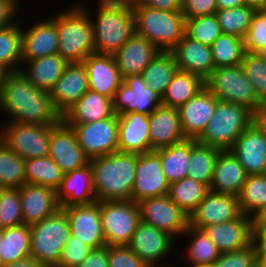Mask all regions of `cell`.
<instances>
[{
  "mask_svg": "<svg viewBox=\"0 0 266 267\" xmlns=\"http://www.w3.org/2000/svg\"><path fill=\"white\" fill-rule=\"evenodd\" d=\"M251 124L266 135V109L262 105L252 112Z\"/></svg>",
  "mask_w": 266,
  "mask_h": 267,
  "instance_id": "cell-60",
  "label": "cell"
},
{
  "mask_svg": "<svg viewBox=\"0 0 266 267\" xmlns=\"http://www.w3.org/2000/svg\"><path fill=\"white\" fill-rule=\"evenodd\" d=\"M251 121L252 112L248 108L218 100L214 114L196 141L221 151L231 150Z\"/></svg>",
  "mask_w": 266,
  "mask_h": 267,
  "instance_id": "cell-7",
  "label": "cell"
},
{
  "mask_svg": "<svg viewBox=\"0 0 266 267\" xmlns=\"http://www.w3.org/2000/svg\"><path fill=\"white\" fill-rule=\"evenodd\" d=\"M11 1H12L16 6L20 7V6H19V5H20V4H19L20 2H19L18 0H11Z\"/></svg>",
  "mask_w": 266,
  "mask_h": 267,
  "instance_id": "cell-71",
  "label": "cell"
},
{
  "mask_svg": "<svg viewBox=\"0 0 266 267\" xmlns=\"http://www.w3.org/2000/svg\"><path fill=\"white\" fill-rule=\"evenodd\" d=\"M220 151V149L190 139L188 177L205 184L209 188Z\"/></svg>",
  "mask_w": 266,
  "mask_h": 267,
  "instance_id": "cell-37",
  "label": "cell"
},
{
  "mask_svg": "<svg viewBox=\"0 0 266 267\" xmlns=\"http://www.w3.org/2000/svg\"><path fill=\"white\" fill-rule=\"evenodd\" d=\"M18 10H20V8L11 0H0V27L16 21V18L18 17L16 14L19 13Z\"/></svg>",
  "mask_w": 266,
  "mask_h": 267,
  "instance_id": "cell-57",
  "label": "cell"
},
{
  "mask_svg": "<svg viewBox=\"0 0 266 267\" xmlns=\"http://www.w3.org/2000/svg\"><path fill=\"white\" fill-rule=\"evenodd\" d=\"M0 250L3 264L13 263L29 257V225L22 224L3 229Z\"/></svg>",
  "mask_w": 266,
  "mask_h": 267,
  "instance_id": "cell-41",
  "label": "cell"
},
{
  "mask_svg": "<svg viewBox=\"0 0 266 267\" xmlns=\"http://www.w3.org/2000/svg\"><path fill=\"white\" fill-rule=\"evenodd\" d=\"M87 90V72L83 63H69L49 93L54 107L62 116Z\"/></svg>",
  "mask_w": 266,
  "mask_h": 267,
  "instance_id": "cell-24",
  "label": "cell"
},
{
  "mask_svg": "<svg viewBox=\"0 0 266 267\" xmlns=\"http://www.w3.org/2000/svg\"><path fill=\"white\" fill-rule=\"evenodd\" d=\"M154 151L160 156L163 172L170 184L188 176L190 139Z\"/></svg>",
  "mask_w": 266,
  "mask_h": 267,
  "instance_id": "cell-35",
  "label": "cell"
},
{
  "mask_svg": "<svg viewBox=\"0 0 266 267\" xmlns=\"http://www.w3.org/2000/svg\"><path fill=\"white\" fill-rule=\"evenodd\" d=\"M19 196L25 225L38 223L60 208L56 190L50 187L25 183Z\"/></svg>",
  "mask_w": 266,
  "mask_h": 267,
  "instance_id": "cell-25",
  "label": "cell"
},
{
  "mask_svg": "<svg viewBox=\"0 0 266 267\" xmlns=\"http://www.w3.org/2000/svg\"><path fill=\"white\" fill-rule=\"evenodd\" d=\"M111 98L97 92H87L63 115L66 124H86L110 118L114 115Z\"/></svg>",
  "mask_w": 266,
  "mask_h": 267,
  "instance_id": "cell-31",
  "label": "cell"
},
{
  "mask_svg": "<svg viewBox=\"0 0 266 267\" xmlns=\"http://www.w3.org/2000/svg\"><path fill=\"white\" fill-rule=\"evenodd\" d=\"M60 208L65 210L69 219L71 236L82 240L92 249L106 247L99 201Z\"/></svg>",
  "mask_w": 266,
  "mask_h": 267,
  "instance_id": "cell-15",
  "label": "cell"
},
{
  "mask_svg": "<svg viewBox=\"0 0 266 267\" xmlns=\"http://www.w3.org/2000/svg\"><path fill=\"white\" fill-rule=\"evenodd\" d=\"M244 43L245 50L250 53L266 48V9L256 10Z\"/></svg>",
  "mask_w": 266,
  "mask_h": 267,
  "instance_id": "cell-50",
  "label": "cell"
},
{
  "mask_svg": "<svg viewBox=\"0 0 266 267\" xmlns=\"http://www.w3.org/2000/svg\"><path fill=\"white\" fill-rule=\"evenodd\" d=\"M231 151L248 176L266 174V135L253 124L237 137Z\"/></svg>",
  "mask_w": 266,
  "mask_h": 267,
  "instance_id": "cell-23",
  "label": "cell"
},
{
  "mask_svg": "<svg viewBox=\"0 0 266 267\" xmlns=\"http://www.w3.org/2000/svg\"><path fill=\"white\" fill-rule=\"evenodd\" d=\"M204 86L219 100L244 106L251 112L262 102L241 65L214 68Z\"/></svg>",
  "mask_w": 266,
  "mask_h": 267,
  "instance_id": "cell-8",
  "label": "cell"
},
{
  "mask_svg": "<svg viewBox=\"0 0 266 267\" xmlns=\"http://www.w3.org/2000/svg\"><path fill=\"white\" fill-rule=\"evenodd\" d=\"M238 201L241 213L256 219L266 208V174L248 176Z\"/></svg>",
  "mask_w": 266,
  "mask_h": 267,
  "instance_id": "cell-39",
  "label": "cell"
},
{
  "mask_svg": "<svg viewBox=\"0 0 266 267\" xmlns=\"http://www.w3.org/2000/svg\"><path fill=\"white\" fill-rule=\"evenodd\" d=\"M208 192L209 188L205 184L187 176L170 184L168 196L190 216Z\"/></svg>",
  "mask_w": 266,
  "mask_h": 267,
  "instance_id": "cell-40",
  "label": "cell"
},
{
  "mask_svg": "<svg viewBox=\"0 0 266 267\" xmlns=\"http://www.w3.org/2000/svg\"><path fill=\"white\" fill-rule=\"evenodd\" d=\"M2 235H3V229L0 228V245L2 242ZM3 265L2 257H1V250H0V267Z\"/></svg>",
  "mask_w": 266,
  "mask_h": 267,
  "instance_id": "cell-68",
  "label": "cell"
},
{
  "mask_svg": "<svg viewBox=\"0 0 266 267\" xmlns=\"http://www.w3.org/2000/svg\"><path fill=\"white\" fill-rule=\"evenodd\" d=\"M0 129V141L20 157H46L49 153L52 125L6 121Z\"/></svg>",
  "mask_w": 266,
  "mask_h": 267,
  "instance_id": "cell-9",
  "label": "cell"
},
{
  "mask_svg": "<svg viewBox=\"0 0 266 267\" xmlns=\"http://www.w3.org/2000/svg\"><path fill=\"white\" fill-rule=\"evenodd\" d=\"M220 253L246 248L253 243L254 219L241 213L237 218L201 228Z\"/></svg>",
  "mask_w": 266,
  "mask_h": 267,
  "instance_id": "cell-18",
  "label": "cell"
},
{
  "mask_svg": "<svg viewBox=\"0 0 266 267\" xmlns=\"http://www.w3.org/2000/svg\"><path fill=\"white\" fill-rule=\"evenodd\" d=\"M25 159L0 141V188H20L26 183Z\"/></svg>",
  "mask_w": 266,
  "mask_h": 267,
  "instance_id": "cell-46",
  "label": "cell"
},
{
  "mask_svg": "<svg viewBox=\"0 0 266 267\" xmlns=\"http://www.w3.org/2000/svg\"><path fill=\"white\" fill-rule=\"evenodd\" d=\"M137 157L117 151L89 159L96 201L131 200Z\"/></svg>",
  "mask_w": 266,
  "mask_h": 267,
  "instance_id": "cell-2",
  "label": "cell"
},
{
  "mask_svg": "<svg viewBox=\"0 0 266 267\" xmlns=\"http://www.w3.org/2000/svg\"><path fill=\"white\" fill-rule=\"evenodd\" d=\"M256 262L260 265V267H266V256L258 255Z\"/></svg>",
  "mask_w": 266,
  "mask_h": 267,
  "instance_id": "cell-65",
  "label": "cell"
},
{
  "mask_svg": "<svg viewBox=\"0 0 266 267\" xmlns=\"http://www.w3.org/2000/svg\"><path fill=\"white\" fill-rule=\"evenodd\" d=\"M74 4L57 13L58 54L68 63H82L95 53L94 30L86 9Z\"/></svg>",
  "mask_w": 266,
  "mask_h": 267,
  "instance_id": "cell-4",
  "label": "cell"
},
{
  "mask_svg": "<svg viewBox=\"0 0 266 267\" xmlns=\"http://www.w3.org/2000/svg\"><path fill=\"white\" fill-rule=\"evenodd\" d=\"M256 8L244 5L238 8L221 9L215 12L221 32L245 38Z\"/></svg>",
  "mask_w": 266,
  "mask_h": 267,
  "instance_id": "cell-45",
  "label": "cell"
},
{
  "mask_svg": "<svg viewBox=\"0 0 266 267\" xmlns=\"http://www.w3.org/2000/svg\"><path fill=\"white\" fill-rule=\"evenodd\" d=\"M23 224L19 188H0V228Z\"/></svg>",
  "mask_w": 266,
  "mask_h": 267,
  "instance_id": "cell-48",
  "label": "cell"
},
{
  "mask_svg": "<svg viewBox=\"0 0 266 267\" xmlns=\"http://www.w3.org/2000/svg\"><path fill=\"white\" fill-rule=\"evenodd\" d=\"M100 212L106 246H127L141 221L138 203L101 201Z\"/></svg>",
  "mask_w": 266,
  "mask_h": 267,
  "instance_id": "cell-10",
  "label": "cell"
},
{
  "mask_svg": "<svg viewBox=\"0 0 266 267\" xmlns=\"http://www.w3.org/2000/svg\"><path fill=\"white\" fill-rule=\"evenodd\" d=\"M215 68L241 65L245 50L243 38L221 33L210 46Z\"/></svg>",
  "mask_w": 266,
  "mask_h": 267,
  "instance_id": "cell-44",
  "label": "cell"
},
{
  "mask_svg": "<svg viewBox=\"0 0 266 267\" xmlns=\"http://www.w3.org/2000/svg\"><path fill=\"white\" fill-rule=\"evenodd\" d=\"M135 32L153 43L160 51H171L185 36L186 18L181 12L132 7Z\"/></svg>",
  "mask_w": 266,
  "mask_h": 267,
  "instance_id": "cell-5",
  "label": "cell"
},
{
  "mask_svg": "<svg viewBox=\"0 0 266 267\" xmlns=\"http://www.w3.org/2000/svg\"><path fill=\"white\" fill-rule=\"evenodd\" d=\"M1 267H44L40 262H38L34 257H27L22 260L3 264Z\"/></svg>",
  "mask_w": 266,
  "mask_h": 267,
  "instance_id": "cell-61",
  "label": "cell"
},
{
  "mask_svg": "<svg viewBox=\"0 0 266 267\" xmlns=\"http://www.w3.org/2000/svg\"><path fill=\"white\" fill-rule=\"evenodd\" d=\"M159 51L153 43L135 33L113 56L124 78L129 75L142 74Z\"/></svg>",
  "mask_w": 266,
  "mask_h": 267,
  "instance_id": "cell-28",
  "label": "cell"
},
{
  "mask_svg": "<svg viewBox=\"0 0 266 267\" xmlns=\"http://www.w3.org/2000/svg\"><path fill=\"white\" fill-rule=\"evenodd\" d=\"M3 72L0 70V80L2 79Z\"/></svg>",
  "mask_w": 266,
  "mask_h": 267,
  "instance_id": "cell-73",
  "label": "cell"
},
{
  "mask_svg": "<svg viewBox=\"0 0 266 267\" xmlns=\"http://www.w3.org/2000/svg\"><path fill=\"white\" fill-rule=\"evenodd\" d=\"M48 156L64 173L81 168L89 163V158L78 144L73 129L63 120L52 125Z\"/></svg>",
  "mask_w": 266,
  "mask_h": 267,
  "instance_id": "cell-17",
  "label": "cell"
},
{
  "mask_svg": "<svg viewBox=\"0 0 266 267\" xmlns=\"http://www.w3.org/2000/svg\"><path fill=\"white\" fill-rule=\"evenodd\" d=\"M178 70L170 51H159L142 72L146 87L152 89L160 98Z\"/></svg>",
  "mask_w": 266,
  "mask_h": 267,
  "instance_id": "cell-36",
  "label": "cell"
},
{
  "mask_svg": "<svg viewBox=\"0 0 266 267\" xmlns=\"http://www.w3.org/2000/svg\"><path fill=\"white\" fill-rule=\"evenodd\" d=\"M67 125L73 129L78 144L89 159L118 151V118L116 114L92 123Z\"/></svg>",
  "mask_w": 266,
  "mask_h": 267,
  "instance_id": "cell-11",
  "label": "cell"
},
{
  "mask_svg": "<svg viewBox=\"0 0 266 267\" xmlns=\"http://www.w3.org/2000/svg\"><path fill=\"white\" fill-rule=\"evenodd\" d=\"M246 5L244 0H216L217 10L238 8Z\"/></svg>",
  "mask_w": 266,
  "mask_h": 267,
  "instance_id": "cell-62",
  "label": "cell"
},
{
  "mask_svg": "<svg viewBox=\"0 0 266 267\" xmlns=\"http://www.w3.org/2000/svg\"><path fill=\"white\" fill-rule=\"evenodd\" d=\"M60 207L90 204L96 201L90 163L64 174L56 190Z\"/></svg>",
  "mask_w": 266,
  "mask_h": 267,
  "instance_id": "cell-26",
  "label": "cell"
},
{
  "mask_svg": "<svg viewBox=\"0 0 266 267\" xmlns=\"http://www.w3.org/2000/svg\"><path fill=\"white\" fill-rule=\"evenodd\" d=\"M253 242L258 255L266 256V221H254Z\"/></svg>",
  "mask_w": 266,
  "mask_h": 267,
  "instance_id": "cell-58",
  "label": "cell"
},
{
  "mask_svg": "<svg viewBox=\"0 0 266 267\" xmlns=\"http://www.w3.org/2000/svg\"><path fill=\"white\" fill-rule=\"evenodd\" d=\"M216 11V0H182L181 13L185 18L212 15Z\"/></svg>",
  "mask_w": 266,
  "mask_h": 267,
  "instance_id": "cell-54",
  "label": "cell"
},
{
  "mask_svg": "<svg viewBox=\"0 0 266 267\" xmlns=\"http://www.w3.org/2000/svg\"><path fill=\"white\" fill-rule=\"evenodd\" d=\"M188 267H213L212 264H188Z\"/></svg>",
  "mask_w": 266,
  "mask_h": 267,
  "instance_id": "cell-67",
  "label": "cell"
},
{
  "mask_svg": "<svg viewBox=\"0 0 266 267\" xmlns=\"http://www.w3.org/2000/svg\"><path fill=\"white\" fill-rule=\"evenodd\" d=\"M247 6H252L257 10L266 9V0H244Z\"/></svg>",
  "mask_w": 266,
  "mask_h": 267,
  "instance_id": "cell-63",
  "label": "cell"
},
{
  "mask_svg": "<svg viewBox=\"0 0 266 267\" xmlns=\"http://www.w3.org/2000/svg\"><path fill=\"white\" fill-rule=\"evenodd\" d=\"M133 93L134 91L124 83L120 85L112 99L113 110L116 115H119L127 107L128 103L134 100Z\"/></svg>",
  "mask_w": 266,
  "mask_h": 267,
  "instance_id": "cell-56",
  "label": "cell"
},
{
  "mask_svg": "<svg viewBox=\"0 0 266 267\" xmlns=\"http://www.w3.org/2000/svg\"><path fill=\"white\" fill-rule=\"evenodd\" d=\"M115 1L133 7L135 5L141 4L144 0H115Z\"/></svg>",
  "mask_w": 266,
  "mask_h": 267,
  "instance_id": "cell-64",
  "label": "cell"
},
{
  "mask_svg": "<svg viewBox=\"0 0 266 267\" xmlns=\"http://www.w3.org/2000/svg\"><path fill=\"white\" fill-rule=\"evenodd\" d=\"M241 66L262 101L266 98V61L258 53L246 51Z\"/></svg>",
  "mask_w": 266,
  "mask_h": 267,
  "instance_id": "cell-49",
  "label": "cell"
},
{
  "mask_svg": "<svg viewBox=\"0 0 266 267\" xmlns=\"http://www.w3.org/2000/svg\"><path fill=\"white\" fill-rule=\"evenodd\" d=\"M118 118V151L143 154L151 151L149 115L120 113Z\"/></svg>",
  "mask_w": 266,
  "mask_h": 267,
  "instance_id": "cell-22",
  "label": "cell"
},
{
  "mask_svg": "<svg viewBox=\"0 0 266 267\" xmlns=\"http://www.w3.org/2000/svg\"><path fill=\"white\" fill-rule=\"evenodd\" d=\"M204 87L198 75L177 70L161 97V105L178 108L193 98Z\"/></svg>",
  "mask_w": 266,
  "mask_h": 267,
  "instance_id": "cell-34",
  "label": "cell"
},
{
  "mask_svg": "<svg viewBox=\"0 0 266 267\" xmlns=\"http://www.w3.org/2000/svg\"><path fill=\"white\" fill-rule=\"evenodd\" d=\"M87 72L88 89L113 99L123 77L113 55L93 53L82 62Z\"/></svg>",
  "mask_w": 266,
  "mask_h": 267,
  "instance_id": "cell-21",
  "label": "cell"
},
{
  "mask_svg": "<svg viewBox=\"0 0 266 267\" xmlns=\"http://www.w3.org/2000/svg\"><path fill=\"white\" fill-rule=\"evenodd\" d=\"M109 267H148L128 246H108Z\"/></svg>",
  "mask_w": 266,
  "mask_h": 267,
  "instance_id": "cell-53",
  "label": "cell"
},
{
  "mask_svg": "<svg viewBox=\"0 0 266 267\" xmlns=\"http://www.w3.org/2000/svg\"><path fill=\"white\" fill-rule=\"evenodd\" d=\"M261 105L266 109V98L262 100Z\"/></svg>",
  "mask_w": 266,
  "mask_h": 267,
  "instance_id": "cell-70",
  "label": "cell"
},
{
  "mask_svg": "<svg viewBox=\"0 0 266 267\" xmlns=\"http://www.w3.org/2000/svg\"><path fill=\"white\" fill-rule=\"evenodd\" d=\"M152 9L181 12L182 0H144L141 4Z\"/></svg>",
  "mask_w": 266,
  "mask_h": 267,
  "instance_id": "cell-59",
  "label": "cell"
},
{
  "mask_svg": "<svg viewBox=\"0 0 266 267\" xmlns=\"http://www.w3.org/2000/svg\"><path fill=\"white\" fill-rule=\"evenodd\" d=\"M221 33L215 14L186 18L185 35L192 40L211 46Z\"/></svg>",
  "mask_w": 266,
  "mask_h": 267,
  "instance_id": "cell-47",
  "label": "cell"
},
{
  "mask_svg": "<svg viewBox=\"0 0 266 267\" xmlns=\"http://www.w3.org/2000/svg\"><path fill=\"white\" fill-rule=\"evenodd\" d=\"M218 98L205 86L189 101L177 108L183 134L197 139L214 114Z\"/></svg>",
  "mask_w": 266,
  "mask_h": 267,
  "instance_id": "cell-20",
  "label": "cell"
},
{
  "mask_svg": "<svg viewBox=\"0 0 266 267\" xmlns=\"http://www.w3.org/2000/svg\"><path fill=\"white\" fill-rule=\"evenodd\" d=\"M241 214L238 197L209 191L189 216V226L199 228L231 221Z\"/></svg>",
  "mask_w": 266,
  "mask_h": 267,
  "instance_id": "cell-19",
  "label": "cell"
},
{
  "mask_svg": "<svg viewBox=\"0 0 266 267\" xmlns=\"http://www.w3.org/2000/svg\"><path fill=\"white\" fill-rule=\"evenodd\" d=\"M178 70L198 75L205 80L214 70L211 47L186 35L170 51Z\"/></svg>",
  "mask_w": 266,
  "mask_h": 267,
  "instance_id": "cell-27",
  "label": "cell"
},
{
  "mask_svg": "<svg viewBox=\"0 0 266 267\" xmlns=\"http://www.w3.org/2000/svg\"><path fill=\"white\" fill-rule=\"evenodd\" d=\"M176 242L178 241L169 233L140 221L127 246L148 267H173L174 263L172 266L169 264L163 266L160 264V260L162 262V259L166 258L165 256L171 254L172 249H175L176 244L174 243Z\"/></svg>",
  "mask_w": 266,
  "mask_h": 267,
  "instance_id": "cell-12",
  "label": "cell"
},
{
  "mask_svg": "<svg viewBox=\"0 0 266 267\" xmlns=\"http://www.w3.org/2000/svg\"><path fill=\"white\" fill-rule=\"evenodd\" d=\"M123 83L134 91V100L128 103L121 113L137 112L149 115L161 105L160 96L146 87L142 74L126 76L123 78Z\"/></svg>",
  "mask_w": 266,
  "mask_h": 267,
  "instance_id": "cell-43",
  "label": "cell"
},
{
  "mask_svg": "<svg viewBox=\"0 0 266 267\" xmlns=\"http://www.w3.org/2000/svg\"><path fill=\"white\" fill-rule=\"evenodd\" d=\"M51 15L29 27L22 23V64L58 53L57 14Z\"/></svg>",
  "mask_w": 266,
  "mask_h": 267,
  "instance_id": "cell-16",
  "label": "cell"
},
{
  "mask_svg": "<svg viewBox=\"0 0 266 267\" xmlns=\"http://www.w3.org/2000/svg\"><path fill=\"white\" fill-rule=\"evenodd\" d=\"M182 237L188 238L185 249L187 264H213L219 257L216 245L202 229L188 226Z\"/></svg>",
  "mask_w": 266,
  "mask_h": 267,
  "instance_id": "cell-42",
  "label": "cell"
},
{
  "mask_svg": "<svg viewBox=\"0 0 266 267\" xmlns=\"http://www.w3.org/2000/svg\"><path fill=\"white\" fill-rule=\"evenodd\" d=\"M95 17L86 4H80L90 16L95 38V53L113 55L135 32L131 6L115 0H97Z\"/></svg>",
  "mask_w": 266,
  "mask_h": 267,
  "instance_id": "cell-3",
  "label": "cell"
},
{
  "mask_svg": "<svg viewBox=\"0 0 266 267\" xmlns=\"http://www.w3.org/2000/svg\"><path fill=\"white\" fill-rule=\"evenodd\" d=\"M254 221H266V208L256 219H254Z\"/></svg>",
  "mask_w": 266,
  "mask_h": 267,
  "instance_id": "cell-66",
  "label": "cell"
},
{
  "mask_svg": "<svg viewBox=\"0 0 266 267\" xmlns=\"http://www.w3.org/2000/svg\"><path fill=\"white\" fill-rule=\"evenodd\" d=\"M30 256L44 267H57L62 250L71 236L69 219L63 208L29 226Z\"/></svg>",
  "mask_w": 266,
  "mask_h": 267,
  "instance_id": "cell-6",
  "label": "cell"
},
{
  "mask_svg": "<svg viewBox=\"0 0 266 267\" xmlns=\"http://www.w3.org/2000/svg\"><path fill=\"white\" fill-rule=\"evenodd\" d=\"M248 174L231 150L220 151L209 191L238 197Z\"/></svg>",
  "mask_w": 266,
  "mask_h": 267,
  "instance_id": "cell-29",
  "label": "cell"
},
{
  "mask_svg": "<svg viewBox=\"0 0 266 267\" xmlns=\"http://www.w3.org/2000/svg\"><path fill=\"white\" fill-rule=\"evenodd\" d=\"M77 267H109L108 246L92 249Z\"/></svg>",
  "mask_w": 266,
  "mask_h": 267,
  "instance_id": "cell-55",
  "label": "cell"
},
{
  "mask_svg": "<svg viewBox=\"0 0 266 267\" xmlns=\"http://www.w3.org/2000/svg\"><path fill=\"white\" fill-rule=\"evenodd\" d=\"M258 54L266 61V48L260 50Z\"/></svg>",
  "mask_w": 266,
  "mask_h": 267,
  "instance_id": "cell-69",
  "label": "cell"
},
{
  "mask_svg": "<svg viewBox=\"0 0 266 267\" xmlns=\"http://www.w3.org/2000/svg\"><path fill=\"white\" fill-rule=\"evenodd\" d=\"M69 63L58 53L21 65L20 72L37 88L50 92ZM25 67V68H24Z\"/></svg>",
  "mask_w": 266,
  "mask_h": 267,
  "instance_id": "cell-32",
  "label": "cell"
},
{
  "mask_svg": "<svg viewBox=\"0 0 266 267\" xmlns=\"http://www.w3.org/2000/svg\"><path fill=\"white\" fill-rule=\"evenodd\" d=\"M135 182L131 191V201L168 195L170 183L161 166L160 156L153 150L139 154L136 159Z\"/></svg>",
  "mask_w": 266,
  "mask_h": 267,
  "instance_id": "cell-14",
  "label": "cell"
},
{
  "mask_svg": "<svg viewBox=\"0 0 266 267\" xmlns=\"http://www.w3.org/2000/svg\"><path fill=\"white\" fill-rule=\"evenodd\" d=\"M0 109L11 122L54 125L62 120L50 93L34 86L20 71L3 73Z\"/></svg>",
  "mask_w": 266,
  "mask_h": 267,
  "instance_id": "cell-1",
  "label": "cell"
},
{
  "mask_svg": "<svg viewBox=\"0 0 266 267\" xmlns=\"http://www.w3.org/2000/svg\"><path fill=\"white\" fill-rule=\"evenodd\" d=\"M257 256V247L253 242L244 249L220 253L212 265L213 267H251Z\"/></svg>",
  "mask_w": 266,
  "mask_h": 267,
  "instance_id": "cell-51",
  "label": "cell"
},
{
  "mask_svg": "<svg viewBox=\"0 0 266 267\" xmlns=\"http://www.w3.org/2000/svg\"><path fill=\"white\" fill-rule=\"evenodd\" d=\"M138 206L141 221L169 233L176 240L189 226V215L168 195L143 199L138 202Z\"/></svg>",
  "mask_w": 266,
  "mask_h": 267,
  "instance_id": "cell-13",
  "label": "cell"
},
{
  "mask_svg": "<svg viewBox=\"0 0 266 267\" xmlns=\"http://www.w3.org/2000/svg\"><path fill=\"white\" fill-rule=\"evenodd\" d=\"M151 151L186 139L180 125L177 108L158 106L149 114Z\"/></svg>",
  "mask_w": 266,
  "mask_h": 267,
  "instance_id": "cell-30",
  "label": "cell"
},
{
  "mask_svg": "<svg viewBox=\"0 0 266 267\" xmlns=\"http://www.w3.org/2000/svg\"><path fill=\"white\" fill-rule=\"evenodd\" d=\"M17 20L0 27V70L3 73L18 72L22 65V20Z\"/></svg>",
  "mask_w": 266,
  "mask_h": 267,
  "instance_id": "cell-33",
  "label": "cell"
},
{
  "mask_svg": "<svg viewBox=\"0 0 266 267\" xmlns=\"http://www.w3.org/2000/svg\"><path fill=\"white\" fill-rule=\"evenodd\" d=\"M251 267H260V265L255 261Z\"/></svg>",
  "mask_w": 266,
  "mask_h": 267,
  "instance_id": "cell-72",
  "label": "cell"
},
{
  "mask_svg": "<svg viewBox=\"0 0 266 267\" xmlns=\"http://www.w3.org/2000/svg\"><path fill=\"white\" fill-rule=\"evenodd\" d=\"M26 183L37 184L57 190L64 172L50 156L25 159Z\"/></svg>",
  "mask_w": 266,
  "mask_h": 267,
  "instance_id": "cell-38",
  "label": "cell"
},
{
  "mask_svg": "<svg viewBox=\"0 0 266 267\" xmlns=\"http://www.w3.org/2000/svg\"><path fill=\"white\" fill-rule=\"evenodd\" d=\"M92 248L82 240L70 236L63 247L57 267H77L91 252Z\"/></svg>",
  "mask_w": 266,
  "mask_h": 267,
  "instance_id": "cell-52",
  "label": "cell"
}]
</instances>
